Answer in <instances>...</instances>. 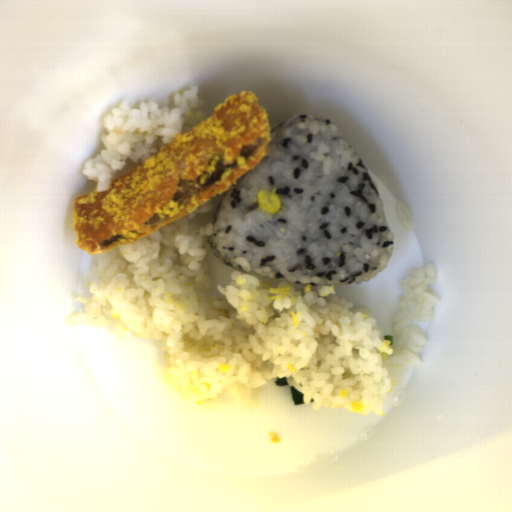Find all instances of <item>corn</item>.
I'll list each match as a JSON object with an SVG mask.
<instances>
[{
  "label": "corn",
  "instance_id": "corn-1",
  "mask_svg": "<svg viewBox=\"0 0 512 512\" xmlns=\"http://www.w3.org/2000/svg\"><path fill=\"white\" fill-rule=\"evenodd\" d=\"M256 199L259 209L265 213L273 214L278 212L281 208V201L278 198L275 188L258 192Z\"/></svg>",
  "mask_w": 512,
  "mask_h": 512
}]
</instances>
